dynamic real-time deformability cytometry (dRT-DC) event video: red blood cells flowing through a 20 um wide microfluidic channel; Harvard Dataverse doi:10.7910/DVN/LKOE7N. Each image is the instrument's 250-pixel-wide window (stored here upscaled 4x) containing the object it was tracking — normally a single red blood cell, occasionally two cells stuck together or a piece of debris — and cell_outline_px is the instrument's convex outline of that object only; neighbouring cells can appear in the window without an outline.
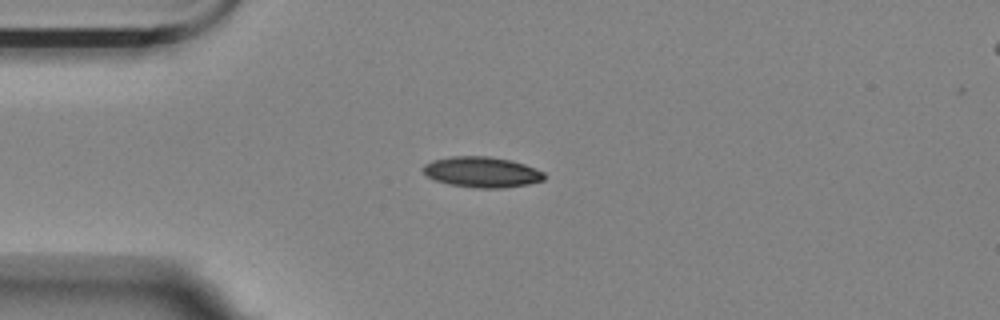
{"species": "Egyptian fruit bat (a non-hibernating species)", "species_latin": "Rousettus aegyptiacus", "temperature_condition": "room temperature", "stored_images_in_passage": 18, "camera_frame_rate_fps": 3000, "um_per_image_px": 0.085, "animal": {"sex": "female"}, "frame": {"image": 1, "passage_image": 1, "time_ms": 0.0, "image_size_px": [1000, 320], "cell_outline_px": [[544, 180], [528, 184], [504, 188], [476, 188], [448, 184], [436, 180], [428, 176], [420, 168], [424, 164], [432, 160], [452, 156], [488, 156], [508, 160], [524, 164], [544, 172]], "centroid_in_image_um": [40.93, 14.63], "position_along_channel_um": 44.1, "area_um2": 21.56}}
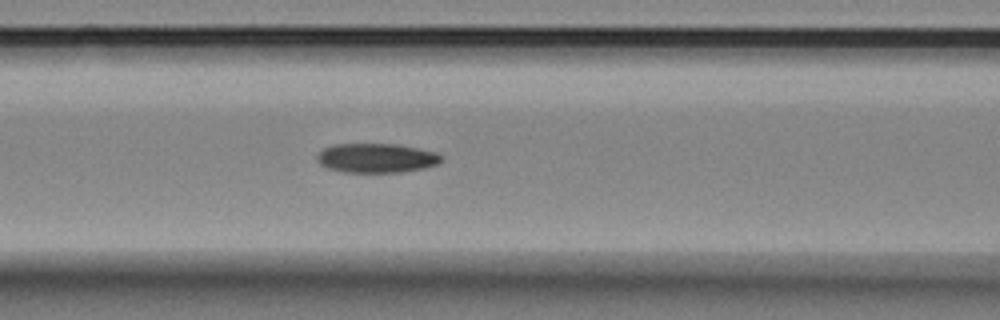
{"frame": {"image": 2, "passage_image": 10, "time_ms": 3.0, "image_size_px": [1000, 320], "cell_outline_px": [[440, 160], [436, 164], [424, 168], [400, 172], [344, 172], [328, 168], [320, 164], [316, 160], [316, 156], [324, 148], [336, 144], [396, 144], [436, 152], [440, 156]], "centroid_in_image_um": [31.95, 13.43], "position_along_channel_um": 134.7, "area_um2": 20.98}}
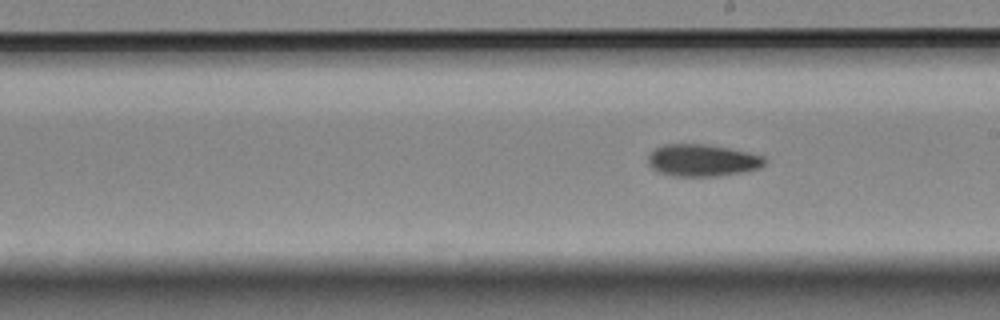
{"frame": {"image": 3, "passage_image": 18, "time_ms": 5.667, "image_size_px": [1000, 320], "cell_outline_px": [[764, 164], [760, 168], [744, 172], [720, 176], [672, 176], [656, 172], [648, 164], [648, 156], [656, 148], [664, 144], [704, 144], [728, 148], [748, 152], [764, 156]], "centroid_in_image_um": [59.68, 13.64], "position_along_channel_um": 229.3, "area_um2": 21.85}}